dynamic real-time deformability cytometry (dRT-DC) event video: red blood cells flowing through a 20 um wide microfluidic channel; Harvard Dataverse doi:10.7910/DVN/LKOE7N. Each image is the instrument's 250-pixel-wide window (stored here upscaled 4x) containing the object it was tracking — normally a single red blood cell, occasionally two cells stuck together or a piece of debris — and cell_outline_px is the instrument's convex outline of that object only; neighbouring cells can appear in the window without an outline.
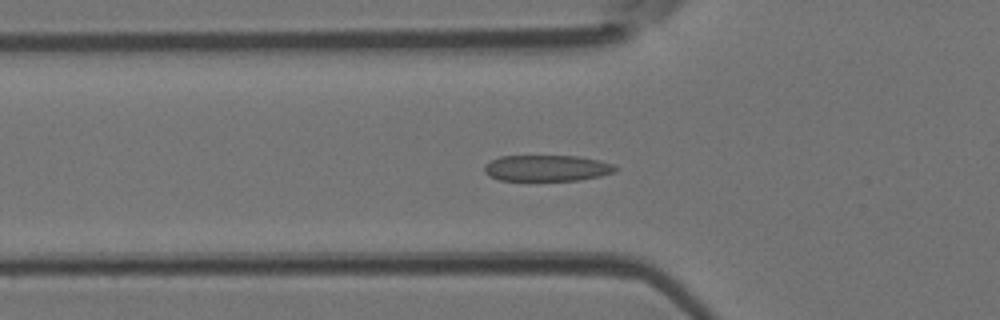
{"species": "Egyptian fruit bat (a non-hibernating species)", "species_latin": "Rousettus aegyptiacus", "temperature_condition": "room temperature", "stored_images_in_passage": 28, "camera_frame_rate_fps": 3000, "um_per_image_px": 0.085, "animal": {"sex": "female"}, "frame": {"image": 1, "passage_image": 4, "time_ms": 1.0, "image_size_px": [1000, 320], "cell_outline_px": [[620, 168], [616, 172], [600, 176], [580, 180], [500, 180], [488, 176], [484, 172], [484, 164], [500, 156], [576, 156], [596, 160], [612, 164]], "centroid_in_image_um": [46.48, 14.29], "position_along_channel_um": 79.3, "area_um2": 19.94}}
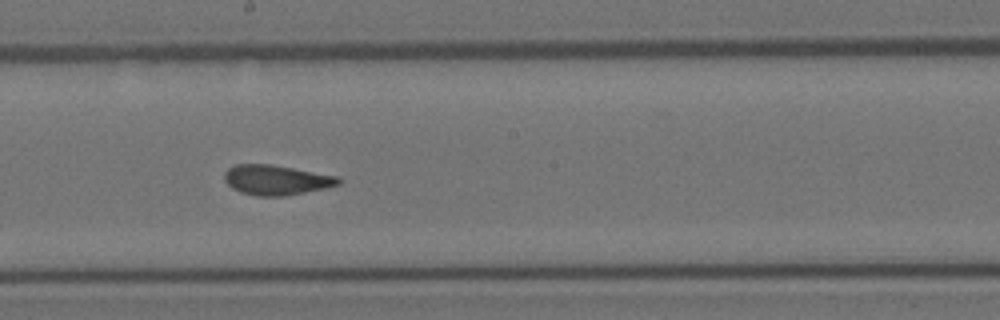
{"frame": {"image": 2, "passage_image": 14, "time_ms": 4.333, "image_size_px": [1000, 320], "cell_outline_px": [[340, 184], [324, 188], [284, 196], [256, 196], [240, 192], [232, 188], [224, 180], [224, 172], [228, 168], [236, 164], [272, 164], [340, 176]], "centroid_in_image_um": [23.47, 15.29], "position_along_channel_um": 224.7, "area_um2": 20.0}}
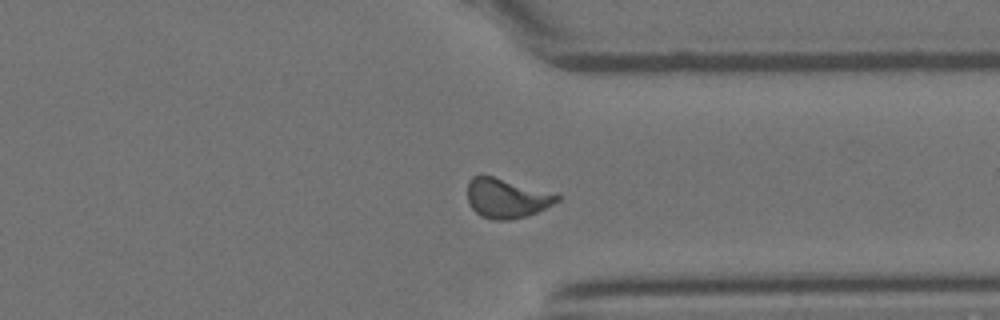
{"frame": {"image": 3, "passage_image": 24, "time_ms": 7.667, "image_size_px": [1000, 320], "cell_outline_px": [[560, 200], [528, 216], [508, 220], [492, 220], [480, 216], [468, 204], [468, 180], [472, 176], [492, 176], [560, 196]], "centroid_in_image_um": [42.99, 16.88], "position_along_channel_um": 368.4, "area_um2": 20.17}}